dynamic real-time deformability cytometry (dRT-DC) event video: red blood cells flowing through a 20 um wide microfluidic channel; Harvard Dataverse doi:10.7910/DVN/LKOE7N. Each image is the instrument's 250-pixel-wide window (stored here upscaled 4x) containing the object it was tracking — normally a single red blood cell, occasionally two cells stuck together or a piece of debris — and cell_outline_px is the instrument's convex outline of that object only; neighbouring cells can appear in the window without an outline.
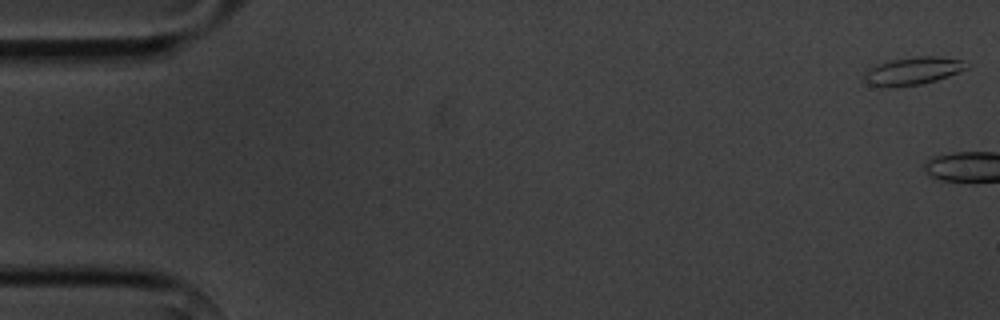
{"species": "common noctule bat (a hibernating species)", "species_latin": "Nyctalus noctula", "temperature_condition": "cold", "stored_images_in_passage": 6, "camera_frame_rate_fps": 3000, "um_per_image_px": 0.085, "animal": {"sex": "male", "body_mass_g": 20.1, "forearm_length_mm": 53.5}, "frame": {"image": 1, "passage_image": 1, "time_ms": 0.0, "image_size_px": [1000, 320], "cell_outline_px": [[968, 68], [960, 72], [936, 80], [920, 84], [892, 88], [868, 84], [864, 80], [864, 72], [868, 68], [876, 64], [892, 60], [916, 56], [936, 56], [960, 60]], "centroid_in_image_um": [77.53, 6.04], "position_along_channel_um": 7.5, "area_um2": 16.47}}